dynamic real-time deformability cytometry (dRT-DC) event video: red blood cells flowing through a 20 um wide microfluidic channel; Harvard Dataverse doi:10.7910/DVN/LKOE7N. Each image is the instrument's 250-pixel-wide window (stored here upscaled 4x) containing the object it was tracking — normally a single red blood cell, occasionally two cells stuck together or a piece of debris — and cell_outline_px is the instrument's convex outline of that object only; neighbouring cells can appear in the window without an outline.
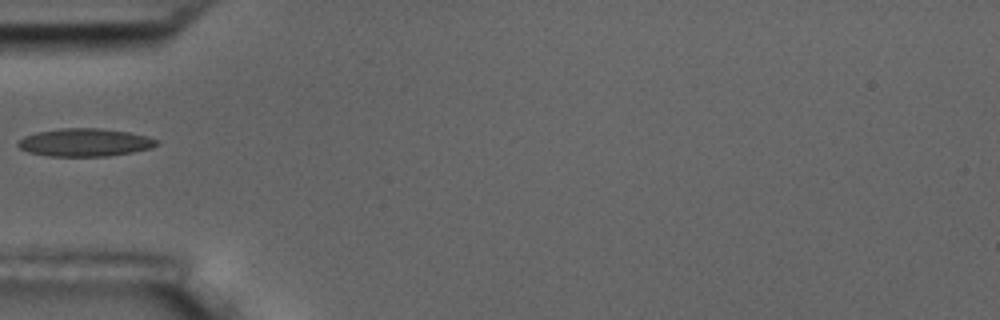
{"species": "common noctule bat (a hibernating species)", "species_latin": "Nyctalus noctula", "temperature_condition": "room temperature", "stored_images_in_passage": 20, "camera_frame_rate_fps": 3000, "um_per_image_px": 0.085, "animal": {"sex": "male", "body_mass_g": 17.5, "forearm_length_mm": 52.3}, "frame": {"image": 1, "passage_image": 1, "time_ms": 0.0, "image_size_px": [1000, 320], "cell_outline_px": [[160, 144], [152, 148], [132, 152], [108, 156], [48, 156], [28, 152], [20, 148], [16, 144], [24, 136], [36, 132], [60, 128], [100, 128], [128, 132], [148, 136], [160, 140]], "centroid_in_image_um": [7.25, 12.1], "position_along_channel_um": 77.8, "area_um2": 22.72}}
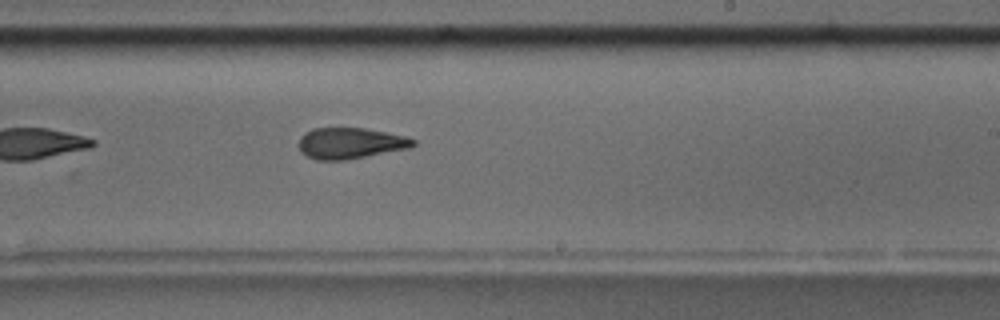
{"frame": {"image": 2, "passage_image": 16, "time_ms": 5.0, "image_size_px": [1000, 320], "cell_outline_px": [[416, 144], [408, 148], [344, 160], [316, 160], [300, 152], [300, 136], [304, 132], [312, 128], [364, 128], [404, 136], [416, 140]], "centroid_in_image_um": [29.74, 12.17], "position_along_channel_um": 259.3, "area_um2": 20.46}}